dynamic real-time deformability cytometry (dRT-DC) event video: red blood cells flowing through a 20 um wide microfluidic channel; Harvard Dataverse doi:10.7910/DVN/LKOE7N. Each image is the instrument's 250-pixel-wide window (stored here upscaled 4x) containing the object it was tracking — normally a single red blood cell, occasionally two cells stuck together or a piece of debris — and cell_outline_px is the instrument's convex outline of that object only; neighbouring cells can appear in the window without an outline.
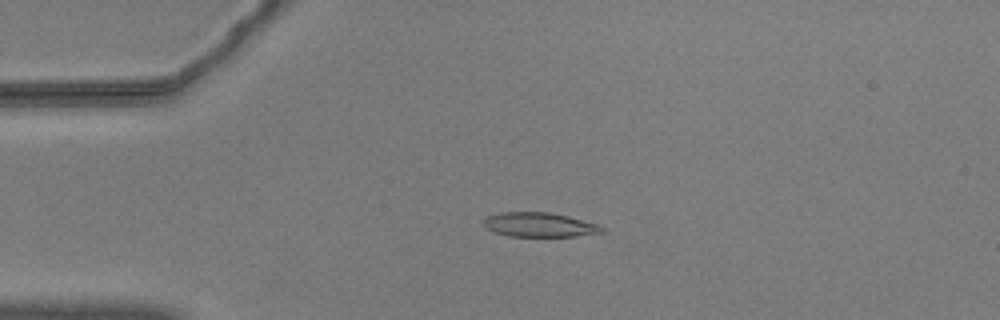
{"species": "common noctule bat (a hibernating species)", "species_latin": "Nyctalus noctula", "temperature_condition": "warm", "stored_images_in_passage": 55, "camera_frame_rate_fps": 3000, "um_per_image_px": 0.085, "animal": {"sex": "male", "body_mass_g": 20.5, "forearm_length_mm": 52.5}, "frame": {"image": 1, "passage_image": 12, "time_ms": 3.667, "image_size_px": [1000, 320], "cell_outline_px": [[604, 232], [576, 236], [508, 236], [496, 232], [488, 228], [484, 224], [484, 220], [488, 216], [500, 212], [548, 212], [568, 216], [600, 224], [604, 228]], "centroid_in_image_um": [45.9, 19.1], "position_along_channel_um": 39.1, "area_um2": 16.7}}
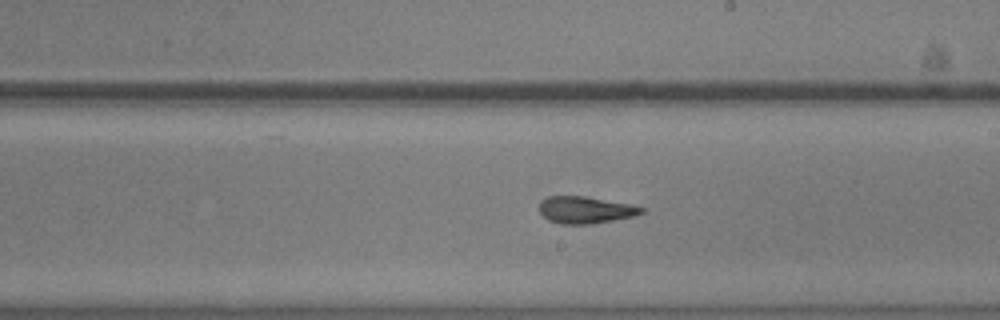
{"frame": {"image": 2, "passage_image": 31, "time_ms": 10.0, "image_size_px": [1000, 320], "cell_outline_px": [[644, 212], [632, 216], [592, 224], [560, 224], [548, 220], [540, 212], [540, 200], [548, 196], [584, 196], [628, 204], [644, 208]], "centroid_in_image_um": [49.71, 17.84], "position_along_channel_um": 239.3, "area_um2": 15.84}}
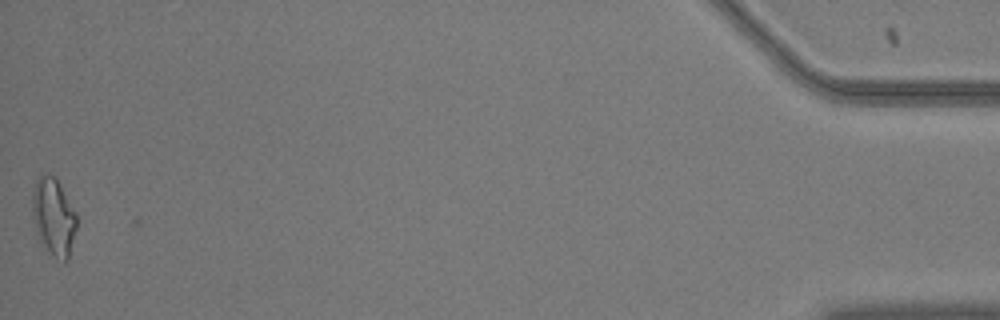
{"frame": {"image": 3, "passage_image": 55, "time_ms": 18.0, "image_size_px": [1000, 320], "cell_outline_px": [[76, 228], [68, 260], [64, 264], [52, 256], [48, 252], [40, 240], [32, 212], [32, 188], [36, 180], [40, 176], [56, 176], [76, 212]], "centroid_in_image_um": [4.57, 18.45], "position_along_channel_um": 430.6, "area_um2": 20.0}, "authors_computed_cell_mechanics": {"area_um2": 16.8776, "velocity_mm_per_s": 3.6018, "shape_relaxation_time_tau1_ms": 3.9732, "shape_relaxation_time_tau2_ms": 1.6752, "deformation_change_tau1": 0.1868, "deformation_change_tau2": 0.1124}}